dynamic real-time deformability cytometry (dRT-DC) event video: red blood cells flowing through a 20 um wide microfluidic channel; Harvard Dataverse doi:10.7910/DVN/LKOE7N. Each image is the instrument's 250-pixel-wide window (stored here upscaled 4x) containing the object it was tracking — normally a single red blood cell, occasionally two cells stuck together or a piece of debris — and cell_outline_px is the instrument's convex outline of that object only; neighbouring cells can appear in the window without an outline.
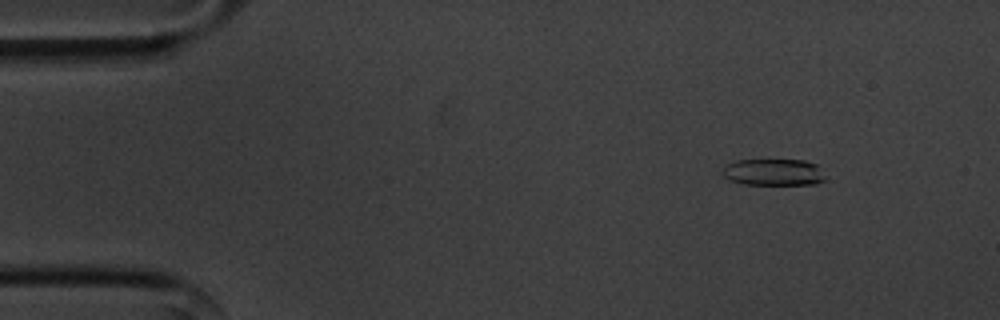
{"species": "common noctule bat (a hibernating species)", "species_latin": "Nyctalus noctula", "temperature_condition": "cold", "stored_images_in_passage": 56, "camera_frame_rate_fps": 3000, "um_per_image_px": 0.085, "animal": {"sex": "male", "body_mass_g": 20.1, "forearm_length_mm": 53.5}, "frame": {"image": 1, "passage_image": 7, "time_ms": 2.0, "image_size_px": [1000, 320], "cell_outline_px": [[828, 180], [816, 184], [744, 184], [728, 180], [720, 172], [724, 164], [736, 160], [804, 160], [816, 164]], "centroid_in_image_um": [65.72, 14.64], "position_along_channel_um": 19.3, "area_um2": 16.24}}
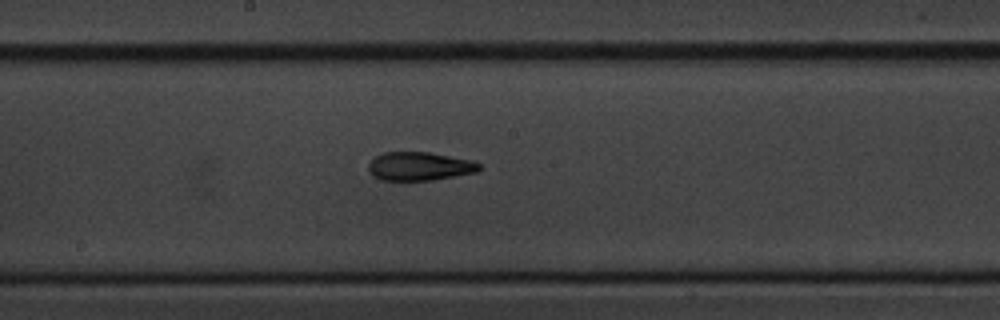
{"frame": {"image": 2, "passage_image": 30, "time_ms": 9.667, "image_size_px": [1000, 320], "cell_outline_px": [[480, 168], [476, 172], [432, 180], [408, 184], [380, 180], [372, 176], [368, 172], [368, 164], [376, 156], [384, 152], [428, 152], [472, 160], [480, 164]], "centroid_in_image_um": [35.58, 14.18], "position_along_channel_um": 212.6, "area_um2": 19.13}}
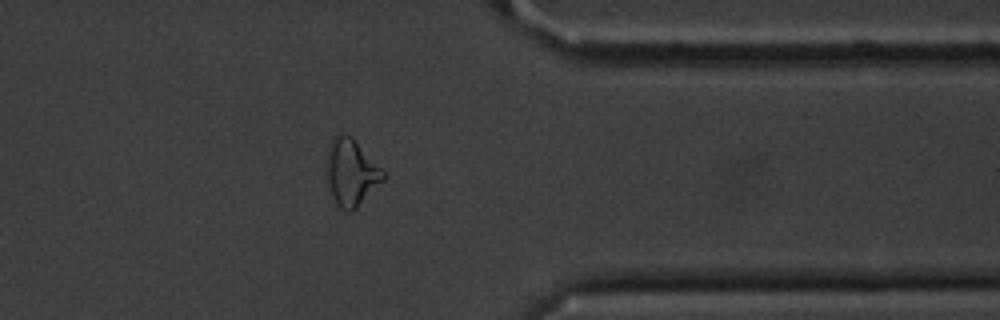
{"frame": {"image": 3, "passage_image": 45, "time_ms": 14.667, "image_size_px": [1000, 320], "cell_outline_px": [[388, 176], [352, 212], [344, 212], [336, 204], [328, 180], [328, 144], [340, 132], [352, 136]], "centroid_in_image_um": [29.88, 14.66], "position_along_channel_um": 381.5, "area_um2": 21.68}, "authors_computed_cell_mechanics": {"area_um2": 18.496, "velocity_mm_per_s": 3.5933, "shape_relaxation_time_tau1_ms": 6.0326, "shape_relaxation_time_tau2_ms": 3.8943, "deformation_change_tau1": 0.1774, "deformation_change_tau2": 0.1339}}